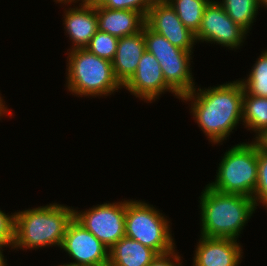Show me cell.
<instances>
[{"label": "cell", "mask_w": 267, "mask_h": 266, "mask_svg": "<svg viewBox=\"0 0 267 266\" xmlns=\"http://www.w3.org/2000/svg\"><path fill=\"white\" fill-rule=\"evenodd\" d=\"M249 95L267 97V50L257 58L247 78L240 80Z\"/></svg>", "instance_id": "7402d4cb"}, {"label": "cell", "mask_w": 267, "mask_h": 266, "mask_svg": "<svg viewBox=\"0 0 267 266\" xmlns=\"http://www.w3.org/2000/svg\"><path fill=\"white\" fill-rule=\"evenodd\" d=\"M11 214L8 215V213L6 214L0 209V243L12 249L14 243L15 213Z\"/></svg>", "instance_id": "484cf974"}, {"label": "cell", "mask_w": 267, "mask_h": 266, "mask_svg": "<svg viewBox=\"0 0 267 266\" xmlns=\"http://www.w3.org/2000/svg\"><path fill=\"white\" fill-rule=\"evenodd\" d=\"M63 249L74 262V266H108L109 248L85 229L74 218L69 223L63 242Z\"/></svg>", "instance_id": "9c48e42d"}, {"label": "cell", "mask_w": 267, "mask_h": 266, "mask_svg": "<svg viewBox=\"0 0 267 266\" xmlns=\"http://www.w3.org/2000/svg\"><path fill=\"white\" fill-rule=\"evenodd\" d=\"M102 0H81L82 3L90 4V5H97L100 4Z\"/></svg>", "instance_id": "1f68e13d"}, {"label": "cell", "mask_w": 267, "mask_h": 266, "mask_svg": "<svg viewBox=\"0 0 267 266\" xmlns=\"http://www.w3.org/2000/svg\"><path fill=\"white\" fill-rule=\"evenodd\" d=\"M73 218L74 208L57 203L15 212L13 249L61 247Z\"/></svg>", "instance_id": "3957f363"}, {"label": "cell", "mask_w": 267, "mask_h": 266, "mask_svg": "<svg viewBox=\"0 0 267 266\" xmlns=\"http://www.w3.org/2000/svg\"><path fill=\"white\" fill-rule=\"evenodd\" d=\"M154 0H102L101 7L115 10H132L141 13L145 18Z\"/></svg>", "instance_id": "d4e9b609"}, {"label": "cell", "mask_w": 267, "mask_h": 266, "mask_svg": "<svg viewBox=\"0 0 267 266\" xmlns=\"http://www.w3.org/2000/svg\"><path fill=\"white\" fill-rule=\"evenodd\" d=\"M154 1H159V2H168L169 0H154Z\"/></svg>", "instance_id": "e575fe53"}, {"label": "cell", "mask_w": 267, "mask_h": 266, "mask_svg": "<svg viewBox=\"0 0 267 266\" xmlns=\"http://www.w3.org/2000/svg\"><path fill=\"white\" fill-rule=\"evenodd\" d=\"M262 5L267 8V0H260V6L262 7Z\"/></svg>", "instance_id": "d6a6232c"}, {"label": "cell", "mask_w": 267, "mask_h": 266, "mask_svg": "<svg viewBox=\"0 0 267 266\" xmlns=\"http://www.w3.org/2000/svg\"><path fill=\"white\" fill-rule=\"evenodd\" d=\"M253 142L258 149L267 152V127L256 135Z\"/></svg>", "instance_id": "83f0119b"}, {"label": "cell", "mask_w": 267, "mask_h": 266, "mask_svg": "<svg viewBox=\"0 0 267 266\" xmlns=\"http://www.w3.org/2000/svg\"><path fill=\"white\" fill-rule=\"evenodd\" d=\"M145 24L164 36L173 46L193 52L197 43L195 33L186 28L169 2L153 1L145 18Z\"/></svg>", "instance_id": "30bf717a"}, {"label": "cell", "mask_w": 267, "mask_h": 266, "mask_svg": "<svg viewBox=\"0 0 267 266\" xmlns=\"http://www.w3.org/2000/svg\"><path fill=\"white\" fill-rule=\"evenodd\" d=\"M63 18L64 29L73 43L69 50L86 48L98 31L95 5L81 2L79 7L65 9Z\"/></svg>", "instance_id": "4fadbf2b"}, {"label": "cell", "mask_w": 267, "mask_h": 266, "mask_svg": "<svg viewBox=\"0 0 267 266\" xmlns=\"http://www.w3.org/2000/svg\"><path fill=\"white\" fill-rule=\"evenodd\" d=\"M125 214L126 200L97 204L84 212L74 209V219L109 249L125 237Z\"/></svg>", "instance_id": "52a82bcc"}, {"label": "cell", "mask_w": 267, "mask_h": 266, "mask_svg": "<svg viewBox=\"0 0 267 266\" xmlns=\"http://www.w3.org/2000/svg\"><path fill=\"white\" fill-rule=\"evenodd\" d=\"M242 125L255 136L267 127V97L249 95L243 88Z\"/></svg>", "instance_id": "ac0fdd59"}, {"label": "cell", "mask_w": 267, "mask_h": 266, "mask_svg": "<svg viewBox=\"0 0 267 266\" xmlns=\"http://www.w3.org/2000/svg\"><path fill=\"white\" fill-rule=\"evenodd\" d=\"M191 59L192 57H176L159 60L164 80L180 97L196 87L190 68Z\"/></svg>", "instance_id": "e0dca14e"}, {"label": "cell", "mask_w": 267, "mask_h": 266, "mask_svg": "<svg viewBox=\"0 0 267 266\" xmlns=\"http://www.w3.org/2000/svg\"><path fill=\"white\" fill-rule=\"evenodd\" d=\"M66 87L74 96H108L122 89L112 62L90 53L86 48L67 54Z\"/></svg>", "instance_id": "277c9868"}, {"label": "cell", "mask_w": 267, "mask_h": 266, "mask_svg": "<svg viewBox=\"0 0 267 266\" xmlns=\"http://www.w3.org/2000/svg\"><path fill=\"white\" fill-rule=\"evenodd\" d=\"M247 35V32L227 15L218 0H211L206 6L200 28L195 34L197 42L216 43L230 50L239 49Z\"/></svg>", "instance_id": "ba28073f"}, {"label": "cell", "mask_w": 267, "mask_h": 266, "mask_svg": "<svg viewBox=\"0 0 267 266\" xmlns=\"http://www.w3.org/2000/svg\"><path fill=\"white\" fill-rule=\"evenodd\" d=\"M218 3L236 24L247 33L251 31L260 9V0H222Z\"/></svg>", "instance_id": "d6986e66"}, {"label": "cell", "mask_w": 267, "mask_h": 266, "mask_svg": "<svg viewBox=\"0 0 267 266\" xmlns=\"http://www.w3.org/2000/svg\"><path fill=\"white\" fill-rule=\"evenodd\" d=\"M146 50L144 26L142 31L120 37L112 66L115 77L124 86L137 70L139 60Z\"/></svg>", "instance_id": "5bb4252c"}, {"label": "cell", "mask_w": 267, "mask_h": 266, "mask_svg": "<svg viewBox=\"0 0 267 266\" xmlns=\"http://www.w3.org/2000/svg\"><path fill=\"white\" fill-rule=\"evenodd\" d=\"M10 112L11 111H8L5 101H3L2 97H0V120L4 115L6 116L8 114L9 116H11L12 113Z\"/></svg>", "instance_id": "f1b7e54d"}, {"label": "cell", "mask_w": 267, "mask_h": 266, "mask_svg": "<svg viewBox=\"0 0 267 266\" xmlns=\"http://www.w3.org/2000/svg\"><path fill=\"white\" fill-rule=\"evenodd\" d=\"M170 221L145 201L126 200L125 236L164 254L175 248Z\"/></svg>", "instance_id": "8992f818"}, {"label": "cell", "mask_w": 267, "mask_h": 266, "mask_svg": "<svg viewBox=\"0 0 267 266\" xmlns=\"http://www.w3.org/2000/svg\"><path fill=\"white\" fill-rule=\"evenodd\" d=\"M216 180L208 185L219 192L253 198L257 186V146L239 143L226 150L219 162Z\"/></svg>", "instance_id": "5b68a950"}, {"label": "cell", "mask_w": 267, "mask_h": 266, "mask_svg": "<svg viewBox=\"0 0 267 266\" xmlns=\"http://www.w3.org/2000/svg\"><path fill=\"white\" fill-rule=\"evenodd\" d=\"M98 30L118 38L142 31L145 17L132 10H115L95 5Z\"/></svg>", "instance_id": "9a60e30c"}, {"label": "cell", "mask_w": 267, "mask_h": 266, "mask_svg": "<svg viewBox=\"0 0 267 266\" xmlns=\"http://www.w3.org/2000/svg\"><path fill=\"white\" fill-rule=\"evenodd\" d=\"M58 266H74V265H70V264H61V265H58Z\"/></svg>", "instance_id": "836d02e7"}, {"label": "cell", "mask_w": 267, "mask_h": 266, "mask_svg": "<svg viewBox=\"0 0 267 266\" xmlns=\"http://www.w3.org/2000/svg\"><path fill=\"white\" fill-rule=\"evenodd\" d=\"M157 255L155 250L125 236L109 249L108 266H147Z\"/></svg>", "instance_id": "2e32d148"}, {"label": "cell", "mask_w": 267, "mask_h": 266, "mask_svg": "<svg viewBox=\"0 0 267 266\" xmlns=\"http://www.w3.org/2000/svg\"><path fill=\"white\" fill-rule=\"evenodd\" d=\"M123 87L136 98L144 99L148 103L159 99L167 91L181 99L164 80L157 58L147 50L139 60L136 72Z\"/></svg>", "instance_id": "8fae6325"}, {"label": "cell", "mask_w": 267, "mask_h": 266, "mask_svg": "<svg viewBox=\"0 0 267 266\" xmlns=\"http://www.w3.org/2000/svg\"><path fill=\"white\" fill-rule=\"evenodd\" d=\"M255 206L267 208V152L257 148V186L253 195Z\"/></svg>", "instance_id": "cb8c5ba5"}, {"label": "cell", "mask_w": 267, "mask_h": 266, "mask_svg": "<svg viewBox=\"0 0 267 266\" xmlns=\"http://www.w3.org/2000/svg\"><path fill=\"white\" fill-rule=\"evenodd\" d=\"M200 236L238 239L256 210L253 198L222 193L208 184L201 192Z\"/></svg>", "instance_id": "7a4b0ae2"}, {"label": "cell", "mask_w": 267, "mask_h": 266, "mask_svg": "<svg viewBox=\"0 0 267 266\" xmlns=\"http://www.w3.org/2000/svg\"><path fill=\"white\" fill-rule=\"evenodd\" d=\"M56 3L58 2V3H64L65 5L67 4L68 5V3H70L69 5H71L72 3H76V2H79V1H81V0H54Z\"/></svg>", "instance_id": "4dcf8cb0"}, {"label": "cell", "mask_w": 267, "mask_h": 266, "mask_svg": "<svg viewBox=\"0 0 267 266\" xmlns=\"http://www.w3.org/2000/svg\"><path fill=\"white\" fill-rule=\"evenodd\" d=\"M144 38L146 50L158 61L176 57H192L193 52L173 46L164 36L154 32L146 24L144 25Z\"/></svg>", "instance_id": "44dd1931"}, {"label": "cell", "mask_w": 267, "mask_h": 266, "mask_svg": "<svg viewBox=\"0 0 267 266\" xmlns=\"http://www.w3.org/2000/svg\"><path fill=\"white\" fill-rule=\"evenodd\" d=\"M211 0H169L183 25L193 33H197L206 6Z\"/></svg>", "instance_id": "ffe728a7"}, {"label": "cell", "mask_w": 267, "mask_h": 266, "mask_svg": "<svg viewBox=\"0 0 267 266\" xmlns=\"http://www.w3.org/2000/svg\"><path fill=\"white\" fill-rule=\"evenodd\" d=\"M118 37L97 31L86 49L102 59L112 62L118 46Z\"/></svg>", "instance_id": "603a6c76"}, {"label": "cell", "mask_w": 267, "mask_h": 266, "mask_svg": "<svg viewBox=\"0 0 267 266\" xmlns=\"http://www.w3.org/2000/svg\"><path fill=\"white\" fill-rule=\"evenodd\" d=\"M175 248L167 253L158 254L156 258L147 266H182V259Z\"/></svg>", "instance_id": "4316f807"}, {"label": "cell", "mask_w": 267, "mask_h": 266, "mask_svg": "<svg viewBox=\"0 0 267 266\" xmlns=\"http://www.w3.org/2000/svg\"><path fill=\"white\" fill-rule=\"evenodd\" d=\"M193 266H238L243 249L236 239L200 236Z\"/></svg>", "instance_id": "7c38bea8"}, {"label": "cell", "mask_w": 267, "mask_h": 266, "mask_svg": "<svg viewBox=\"0 0 267 266\" xmlns=\"http://www.w3.org/2000/svg\"><path fill=\"white\" fill-rule=\"evenodd\" d=\"M6 247L4 244L0 243V266H7V259L3 255V248Z\"/></svg>", "instance_id": "f546056e"}, {"label": "cell", "mask_w": 267, "mask_h": 266, "mask_svg": "<svg viewBox=\"0 0 267 266\" xmlns=\"http://www.w3.org/2000/svg\"><path fill=\"white\" fill-rule=\"evenodd\" d=\"M181 100L191 101L190 113L214 145L227 140L232 130L242 122L243 85L238 79L204 89L195 87Z\"/></svg>", "instance_id": "6da1fadb"}]
</instances>
